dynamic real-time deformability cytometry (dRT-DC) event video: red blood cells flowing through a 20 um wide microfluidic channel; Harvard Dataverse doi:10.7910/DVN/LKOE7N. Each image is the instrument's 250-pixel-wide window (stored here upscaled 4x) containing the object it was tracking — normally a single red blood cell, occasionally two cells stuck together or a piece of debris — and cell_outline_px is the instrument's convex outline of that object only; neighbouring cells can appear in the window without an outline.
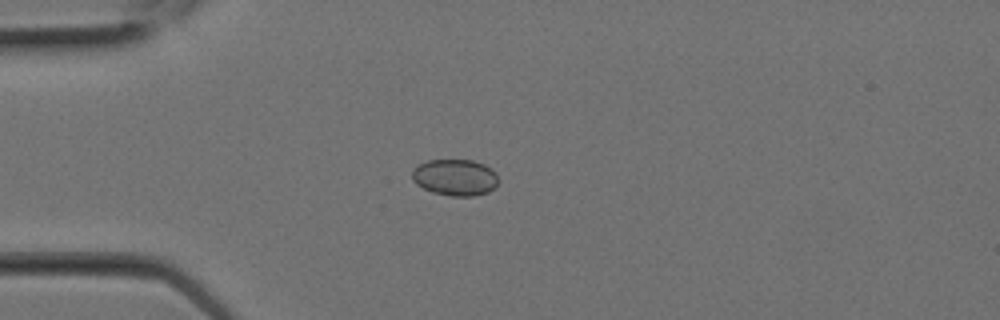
{"species": "Egyptian fruit bat (a non-hibernating species)", "species_latin": "Rousettus aegyptiacus", "temperature_condition": "room temperature", "stored_images_in_passage": 2, "camera_frame_rate_fps": 3000, "um_per_image_px": 0.085, "animal": {"sex": "female"}, "frame": {"image": 1, "passage_image": 2, "time_ms": 0.333, "image_size_px": [1000, 320], "cell_outline_px": [[496, 184], [488, 192], [472, 196], [452, 196], [432, 192], [416, 184], [412, 180], [412, 168], [416, 164], [428, 160], [472, 160], [484, 164], [492, 168], [496, 172]], "centroid_in_image_um": [38.64, 15.06], "position_along_channel_um": 46.4, "area_um2": 18.38}}